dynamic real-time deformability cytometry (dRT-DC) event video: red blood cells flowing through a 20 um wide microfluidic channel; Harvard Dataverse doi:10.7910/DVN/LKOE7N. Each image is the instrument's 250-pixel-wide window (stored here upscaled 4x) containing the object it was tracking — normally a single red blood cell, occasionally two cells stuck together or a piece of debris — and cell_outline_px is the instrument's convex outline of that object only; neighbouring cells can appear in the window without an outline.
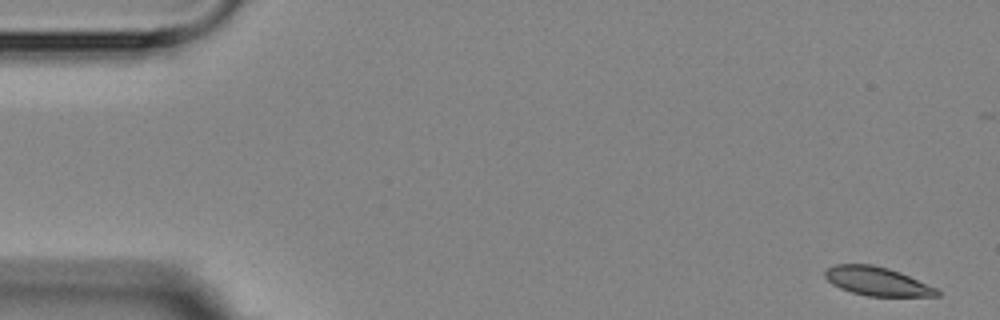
{"species": "Egyptian fruit bat (a non-hibernating species)", "species_latin": "Rousettus aegyptiacus", "temperature_condition": "room temperature", "stored_images_in_passage": 6, "segment_of_instrument_passage": [2, 2], "camera_frame_rate_fps": 3000, "um_per_image_px": 0.085, "animal": {"sex": "female"}, "frame": {"image": 1, "passage_image": 6, "time_ms": 6.667, "image_size_px": [1000, 320], "cell_outline_px": [[940, 296], [868, 296], [852, 292], [840, 288], [832, 284], [824, 276], [824, 272], [828, 268], [836, 264], [872, 264], [888, 268], [900, 272], [936, 288], [940, 292]], "centroid_in_image_um": [74.54, 23.91], "position_along_channel_um": 10.5, "area_um2": 18.61}}